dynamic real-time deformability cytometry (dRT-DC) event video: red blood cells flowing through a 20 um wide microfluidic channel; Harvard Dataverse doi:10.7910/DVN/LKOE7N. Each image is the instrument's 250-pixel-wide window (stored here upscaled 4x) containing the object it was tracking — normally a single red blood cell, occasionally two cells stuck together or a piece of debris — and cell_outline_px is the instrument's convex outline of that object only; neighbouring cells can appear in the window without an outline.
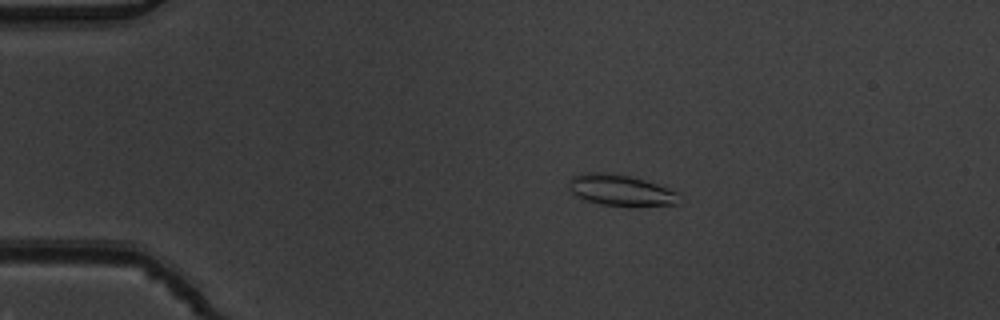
{"species": "common noctule bat (a hibernating species)", "species_latin": "Nyctalus noctula", "temperature_condition": "warm", "stored_images_in_passage": 43, "camera_frame_rate_fps": 3000, "um_per_image_px": 0.085, "animal": {"sex": "male", "body_mass_g": 19.5, "forearm_length_mm": 54.6}, "frame": {"image": 1, "passage_image": 1, "time_ms": 0.0, "image_size_px": [1000, 320], "cell_outline_px": [[680, 204], [604, 204], [584, 200], [576, 196], [572, 192], [568, 184], [572, 176], [584, 172], [600, 172], [628, 176], [644, 180], [656, 184], [676, 192]], "centroid_in_image_um": [52.67, 16.13], "position_along_channel_um": 32.3, "area_um2": 19.07}}
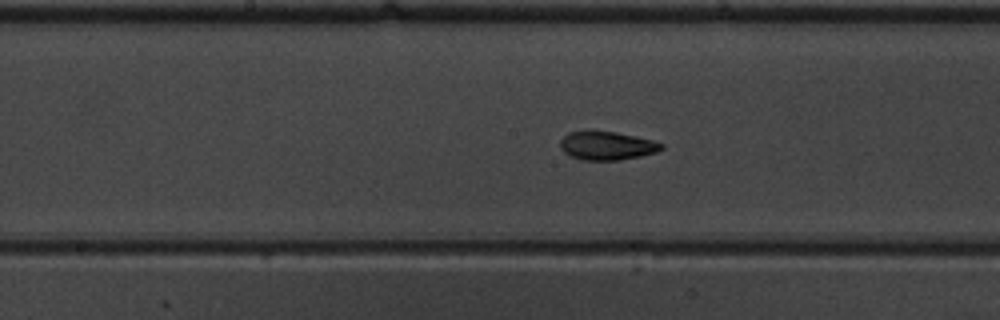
{"frame": {"image": 2, "passage_image": 18, "time_ms": 5.667, "image_size_px": [1000, 320], "cell_outline_px": [[664, 148], [656, 152], [640, 156], [620, 160], [580, 160], [564, 152], [560, 148], [560, 140], [568, 132], [592, 128], [616, 132], [636, 136], [652, 140], [664, 144]], "centroid_in_image_um": [51.55, 12.35], "position_along_channel_um": 196.7, "area_um2": 17.34}}
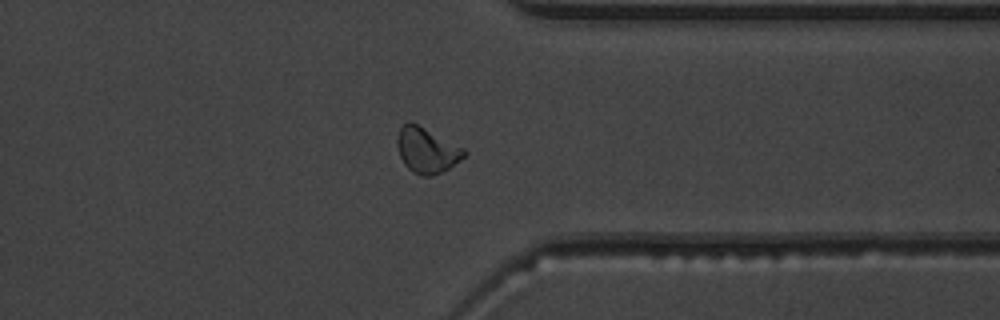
{"frame": {"image": 3, "passage_image": 32, "time_ms": 10.333, "image_size_px": [1000, 320], "cell_outline_px": [[468, 152], [464, 156], [448, 168], [432, 176], [424, 176], [412, 172], [404, 164], [400, 156], [396, 144], [396, 140], [400, 128], [408, 120], [464, 148]], "centroid_in_image_um": [36.24, 12.77], "position_along_channel_um": 375.2, "area_um2": 17.4}, "authors_computed_cell_mechanics": {"area_um2": 17.34, "velocity_mm_per_s": 3.8877, "shape_relaxation_time_tau1_ms": 3.8125, "shape_relaxation_time_tau2_ms": 1.9136, "deformation_change_tau1": 0.137, "deformation_change_tau2": 0.0769}}